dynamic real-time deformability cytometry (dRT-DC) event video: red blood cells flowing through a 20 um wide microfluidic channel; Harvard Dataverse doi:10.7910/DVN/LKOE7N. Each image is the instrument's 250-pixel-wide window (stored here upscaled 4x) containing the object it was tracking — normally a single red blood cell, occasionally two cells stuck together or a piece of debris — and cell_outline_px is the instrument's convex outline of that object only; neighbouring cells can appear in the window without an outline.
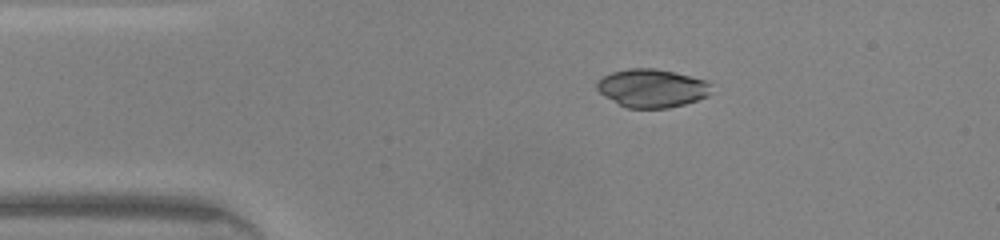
{"species": "common noctule bat (a hibernating species)", "species_latin": "Nyctalus noctula", "temperature_condition": "warm", "stored_images_in_passage": 38, "camera_frame_rate_fps": 3000, "um_per_image_px": 0.085, "animal": {"sex": "male", "body_mass_g": 20.0, "forearm_length_mm": 53.3}, "frame": {"image": 1, "passage_image": 1, "time_ms": 0.0, "image_size_px": [1000, 240], "cell_outline_px": [[708, 96], [684, 104], [668, 108], [628, 108], [604, 96], [596, 88], [596, 84], [604, 76], [612, 72], [628, 68], [656, 68], [708, 80]], "centroid_in_image_um": [55.4, 7.49], "position_along_channel_um": 29.6, "area_um2": 25.26}}
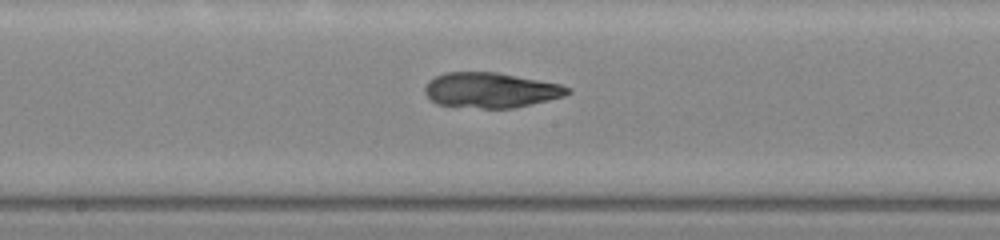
{"frame": {"image": 2, "passage_image": 16, "time_ms": 5.0, "image_size_px": [1000, 240], "cell_outline_px": [[572, 92], [564, 96], [532, 104], [512, 108], [480, 108], [436, 104], [424, 92], [424, 88], [428, 80], [444, 72], [496, 72], [560, 84], [572, 88]], "centroid_in_image_um": [41.71, 7.66], "position_along_channel_um": 206.5, "area_um2": 29.25}}
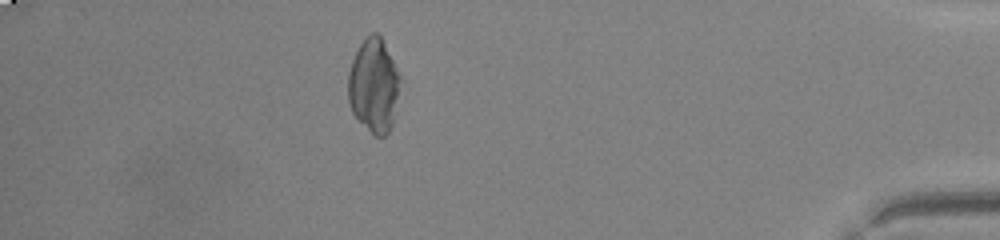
{"frame": {"image": 3, "passage_image": 33, "time_ms": 10.667, "image_size_px": [1000, 240], "cell_outline_px": [[404, 80], [392, 124], [388, 132], [384, 136], [376, 136], [352, 112], [348, 104], [348, 72], [352, 60], [360, 44], [372, 32], [376, 32], [380, 36]], "centroid_in_image_um": [31.81, 7.26], "position_along_channel_um": 403.4, "area_um2": 28.73}, "authors_computed_cell_mechanics": {"area_um2": 29.1601, "velocity_mm_per_s": 4.4057, "shape_relaxation_time_tau1_ms": 9.3481, "shape_relaxation_time_tau2_ms": 1.7882, "deformation_change_tau1": 0.2778, "deformation_change_tau2": 0.0696}}